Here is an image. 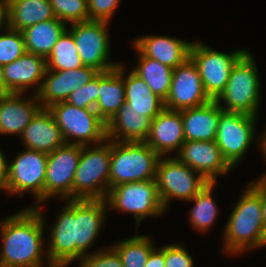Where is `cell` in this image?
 Returning a JSON list of instances; mask_svg holds the SVG:
<instances>
[{
	"mask_svg": "<svg viewBox=\"0 0 266 267\" xmlns=\"http://www.w3.org/2000/svg\"><path fill=\"white\" fill-rule=\"evenodd\" d=\"M210 101L199 70L191 58L173 70L170 91L164 101L165 108L180 111L199 107Z\"/></svg>",
	"mask_w": 266,
	"mask_h": 267,
	"instance_id": "obj_15",
	"label": "cell"
},
{
	"mask_svg": "<svg viewBox=\"0 0 266 267\" xmlns=\"http://www.w3.org/2000/svg\"><path fill=\"white\" fill-rule=\"evenodd\" d=\"M105 21H86L70 24L77 52L83 66L93 67L99 72L109 71L119 64L109 62L110 43Z\"/></svg>",
	"mask_w": 266,
	"mask_h": 267,
	"instance_id": "obj_13",
	"label": "cell"
},
{
	"mask_svg": "<svg viewBox=\"0 0 266 267\" xmlns=\"http://www.w3.org/2000/svg\"><path fill=\"white\" fill-rule=\"evenodd\" d=\"M98 74L88 83L73 91L66 102L78 108L94 109L98 100Z\"/></svg>",
	"mask_w": 266,
	"mask_h": 267,
	"instance_id": "obj_35",
	"label": "cell"
},
{
	"mask_svg": "<svg viewBox=\"0 0 266 267\" xmlns=\"http://www.w3.org/2000/svg\"><path fill=\"white\" fill-rule=\"evenodd\" d=\"M48 110L60 128L66 144L89 146L90 143L97 145L106 141V123L95 109L78 108L63 101L52 104ZM70 139L75 140L72 142Z\"/></svg>",
	"mask_w": 266,
	"mask_h": 267,
	"instance_id": "obj_7",
	"label": "cell"
},
{
	"mask_svg": "<svg viewBox=\"0 0 266 267\" xmlns=\"http://www.w3.org/2000/svg\"><path fill=\"white\" fill-rule=\"evenodd\" d=\"M222 111L216 100L199 107L180 110L185 141H215Z\"/></svg>",
	"mask_w": 266,
	"mask_h": 267,
	"instance_id": "obj_23",
	"label": "cell"
},
{
	"mask_svg": "<svg viewBox=\"0 0 266 267\" xmlns=\"http://www.w3.org/2000/svg\"><path fill=\"white\" fill-rule=\"evenodd\" d=\"M125 67L123 65V79L125 85V102L131 105L134 111L140 115L153 120L164 108V100L154 94L148 84L135 74L129 72L124 76Z\"/></svg>",
	"mask_w": 266,
	"mask_h": 267,
	"instance_id": "obj_26",
	"label": "cell"
},
{
	"mask_svg": "<svg viewBox=\"0 0 266 267\" xmlns=\"http://www.w3.org/2000/svg\"><path fill=\"white\" fill-rule=\"evenodd\" d=\"M262 136H261V140H260V145H261V148H262L261 150H263L262 153L266 157V130H265V132L263 133Z\"/></svg>",
	"mask_w": 266,
	"mask_h": 267,
	"instance_id": "obj_44",
	"label": "cell"
},
{
	"mask_svg": "<svg viewBox=\"0 0 266 267\" xmlns=\"http://www.w3.org/2000/svg\"><path fill=\"white\" fill-rule=\"evenodd\" d=\"M224 228V251L239 254L266 245L261 194L249 183Z\"/></svg>",
	"mask_w": 266,
	"mask_h": 267,
	"instance_id": "obj_3",
	"label": "cell"
},
{
	"mask_svg": "<svg viewBox=\"0 0 266 267\" xmlns=\"http://www.w3.org/2000/svg\"><path fill=\"white\" fill-rule=\"evenodd\" d=\"M22 95L23 93L0 95L1 134H18L20 136L35 114L42 108L35 94L32 99L28 100L23 99Z\"/></svg>",
	"mask_w": 266,
	"mask_h": 267,
	"instance_id": "obj_21",
	"label": "cell"
},
{
	"mask_svg": "<svg viewBox=\"0 0 266 267\" xmlns=\"http://www.w3.org/2000/svg\"><path fill=\"white\" fill-rule=\"evenodd\" d=\"M246 52L240 49L227 54L215 51L203 42H193L190 58L196 64L205 93L211 100H216L224 91L233 66Z\"/></svg>",
	"mask_w": 266,
	"mask_h": 267,
	"instance_id": "obj_10",
	"label": "cell"
},
{
	"mask_svg": "<svg viewBox=\"0 0 266 267\" xmlns=\"http://www.w3.org/2000/svg\"><path fill=\"white\" fill-rule=\"evenodd\" d=\"M47 69L59 71L82 67L77 46L68 29L61 35L46 58Z\"/></svg>",
	"mask_w": 266,
	"mask_h": 267,
	"instance_id": "obj_30",
	"label": "cell"
},
{
	"mask_svg": "<svg viewBox=\"0 0 266 267\" xmlns=\"http://www.w3.org/2000/svg\"><path fill=\"white\" fill-rule=\"evenodd\" d=\"M165 267H194L192 256L183 245L164 246Z\"/></svg>",
	"mask_w": 266,
	"mask_h": 267,
	"instance_id": "obj_37",
	"label": "cell"
},
{
	"mask_svg": "<svg viewBox=\"0 0 266 267\" xmlns=\"http://www.w3.org/2000/svg\"><path fill=\"white\" fill-rule=\"evenodd\" d=\"M1 94H5V82L2 65H0V95Z\"/></svg>",
	"mask_w": 266,
	"mask_h": 267,
	"instance_id": "obj_43",
	"label": "cell"
},
{
	"mask_svg": "<svg viewBox=\"0 0 266 267\" xmlns=\"http://www.w3.org/2000/svg\"><path fill=\"white\" fill-rule=\"evenodd\" d=\"M197 176V177H196ZM155 181L159 197L166 209L171 199L191 200L209 182L176 157H160Z\"/></svg>",
	"mask_w": 266,
	"mask_h": 267,
	"instance_id": "obj_9",
	"label": "cell"
},
{
	"mask_svg": "<svg viewBox=\"0 0 266 267\" xmlns=\"http://www.w3.org/2000/svg\"><path fill=\"white\" fill-rule=\"evenodd\" d=\"M215 184L209 182L189 200L194 202V206L189 211V221L199 231L209 229L217 217L218 207L216 206V201L211 196Z\"/></svg>",
	"mask_w": 266,
	"mask_h": 267,
	"instance_id": "obj_31",
	"label": "cell"
},
{
	"mask_svg": "<svg viewBox=\"0 0 266 267\" xmlns=\"http://www.w3.org/2000/svg\"><path fill=\"white\" fill-rule=\"evenodd\" d=\"M81 157V145L65 144L47 154L45 200L58 196L73 199V180Z\"/></svg>",
	"mask_w": 266,
	"mask_h": 267,
	"instance_id": "obj_14",
	"label": "cell"
},
{
	"mask_svg": "<svg viewBox=\"0 0 266 267\" xmlns=\"http://www.w3.org/2000/svg\"><path fill=\"white\" fill-rule=\"evenodd\" d=\"M259 81L255 61L247 51L233 66L227 86L216 101L224 111L256 116L260 106Z\"/></svg>",
	"mask_w": 266,
	"mask_h": 267,
	"instance_id": "obj_6",
	"label": "cell"
},
{
	"mask_svg": "<svg viewBox=\"0 0 266 267\" xmlns=\"http://www.w3.org/2000/svg\"><path fill=\"white\" fill-rule=\"evenodd\" d=\"M95 147L81 146L73 180V199H106L109 192L111 140Z\"/></svg>",
	"mask_w": 266,
	"mask_h": 267,
	"instance_id": "obj_5",
	"label": "cell"
},
{
	"mask_svg": "<svg viewBox=\"0 0 266 267\" xmlns=\"http://www.w3.org/2000/svg\"><path fill=\"white\" fill-rule=\"evenodd\" d=\"M145 142L160 156L179 152L185 142L181 112L164 108L151 122Z\"/></svg>",
	"mask_w": 266,
	"mask_h": 267,
	"instance_id": "obj_18",
	"label": "cell"
},
{
	"mask_svg": "<svg viewBox=\"0 0 266 267\" xmlns=\"http://www.w3.org/2000/svg\"><path fill=\"white\" fill-rule=\"evenodd\" d=\"M8 181V162L0 149V190L6 191Z\"/></svg>",
	"mask_w": 266,
	"mask_h": 267,
	"instance_id": "obj_41",
	"label": "cell"
},
{
	"mask_svg": "<svg viewBox=\"0 0 266 267\" xmlns=\"http://www.w3.org/2000/svg\"><path fill=\"white\" fill-rule=\"evenodd\" d=\"M105 200L110 209L134 214L136 228L145 217L165 211L155 179L117 185L109 189Z\"/></svg>",
	"mask_w": 266,
	"mask_h": 267,
	"instance_id": "obj_8",
	"label": "cell"
},
{
	"mask_svg": "<svg viewBox=\"0 0 266 267\" xmlns=\"http://www.w3.org/2000/svg\"><path fill=\"white\" fill-rule=\"evenodd\" d=\"M176 158L211 183L217 182L218 174H226L233 168L216 141H185Z\"/></svg>",
	"mask_w": 266,
	"mask_h": 267,
	"instance_id": "obj_16",
	"label": "cell"
},
{
	"mask_svg": "<svg viewBox=\"0 0 266 267\" xmlns=\"http://www.w3.org/2000/svg\"><path fill=\"white\" fill-rule=\"evenodd\" d=\"M99 73L93 67L82 66L67 70H46L39 92L36 94L42 108L63 102L70 94L88 83Z\"/></svg>",
	"mask_w": 266,
	"mask_h": 267,
	"instance_id": "obj_17",
	"label": "cell"
},
{
	"mask_svg": "<svg viewBox=\"0 0 266 267\" xmlns=\"http://www.w3.org/2000/svg\"><path fill=\"white\" fill-rule=\"evenodd\" d=\"M164 265V246L159 250H155L154 248L148 257L145 267H165Z\"/></svg>",
	"mask_w": 266,
	"mask_h": 267,
	"instance_id": "obj_40",
	"label": "cell"
},
{
	"mask_svg": "<svg viewBox=\"0 0 266 267\" xmlns=\"http://www.w3.org/2000/svg\"><path fill=\"white\" fill-rule=\"evenodd\" d=\"M67 30L58 18L39 22L21 31L27 53L47 58L53 46Z\"/></svg>",
	"mask_w": 266,
	"mask_h": 267,
	"instance_id": "obj_27",
	"label": "cell"
},
{
	"mask_svg": "<svg viewBox=\"0 0 266 267\" xmlns=\"http://www.w3.org/2000/svg\"><path fill=\"white\" fill-rule=\"evenodd\" d=\"M0 35V65L9 64L26 53L22 32L7 28Z\"/></svg>",
	"mask_w": 266,
	"mask_h": 267,
	"instance_id": "obj_34",
	"label": "cell"
},
{
	"mask_svg": "<svg viewBox=\"0 0 266 267\" xmlns=\"http://www.w3.org/2000/svg\"><path fill=\"white\" fill-rule=\"evenodd\" d=\"M39 207H30L0 221V267H43L44 218ZM44 251V252H43Z\"/></svg>",
	"mask_w": 266,
	"mask_h": 267,
	"instance_id": "obj_2",
	"label": "cell"
},
{
	"mask_svg": "<svg viewBox=\"0 0 266 267\" xmlns=\"http://www.w3.org/2000/svg\"><path fill=\"white\" fill-rule=\"evenodd\" d=\"M260 180L251 182L250 184L261 194L262 202V217L264 222V227L266 229V175L258 178Z\"/></svg>",
	"mask_w": 266,
	"mask_h": 267,
	"instance_id": "obj_39",
	"label": "cell"
},
{
	"mask_svg": "<svg viewBox=\"0 0 266 267\" xmlns=\"http://www.w3.org/2000/svg\"><path fill=\"white\" fill-rule=\"evenodd\" d=\"M192 44L169 36L150 35L135 39L133 46L144 56L175 69L190 58Z\"/></svg>",
	"mask_w": 266,
	"mask_h": 267,
	"instance_id": "obj_22",
	"label": "cell"
},
{
	"mask_svg": "<svg viewBox=\"0 0 266 267\" xmlns=\"http://www.w3.org/2000/svg\"><path fill=\"white\" fill-rule=\"evenodd\" d=\"M133 48L139 52V61L132 71L148 84L154 94L165 101L170 91L174 69L144 56L135 46Z\"/></svg>",
	"mask_w": 266,
	"mask_h": 267,
	"instance_id": "obj_29",
	"label": "cell"
},
{
	"mask_svg": "<svg viewBox=\"0 0 266 267\" xmlns=\"http://www.w3.org/2000/svg\"><path fill=\"white\" fill-rule=\"evenodd\" d=\"M120 0H88L89 21L109 22Z\"/></svg>",
	"mask_w": 266,
	"mask_h": 267,
	"instance_id": "obj_38",
	"label": "cell"
},
{
	"mask_svg": "<svg viewBox=\"0 0 266 267\" xmlns=\"http://www.w3.org/2000/svg\"><path fill=\"white\" fill-rule=\"evenodd\" d=\"M256 117L224 110L220 113L215 141L232 167L244 158L254 140Z\"/></svg>",
	"mask_w": 266,
	"mask_h": 267,
	"instance_id": "obj_12",
	"label": "cell"
},
{
	"mask_svg": "<svg viewBox=\"0 0 266 267\" xmlns=\"http://www.w3.org/2000/svg\"><path fill=\"white\" fill-rule=\"evenodd\" d=\"M123 267H145L151 251L154 249L149 236H134L113 244Z\"/></svg>",
	"mask_w": 266,
	"mask_h": 267,
	"instance_id": "obj_32",
	"label": "cell"
},
{
	"mask_svg": "<svg viewBox=\"0 0 266 267\" xmlns=\"http://www.w3.org/2000/svg\"><path fill=\"white\" fill-rule=\"evenodd\" d=\"M20 136L25 148L47 154L66 144L63 134L48 108H41Z\"/></svg>",
	"mask_w": 266,
	"mask_h": 267,
	"instance_id": "obj_20",
	"label": "cell"
},
{
	"mask_svg": "<svg viewBox=\"0 0 266 267\" xmlns=\"http://www.w3.org/2000/svg\"><path fill=\"white\" fill-rule=\"evenodd\" d=\"M9 28V2L0 0V31Z\"/></svg>",
	"mask_w": 266,
	"mask_h": 267,
	"instance_id": "obj_42",
	"label": "cell"
},
{
	"mask_svg": "<svg viewBox=\"0 0 266 267\" xmlns=\"http://www.w3.org/2000/svg\"><path fill=\"white\" fill-rule=\"evenodd\" d=\"M98 93L94 109L107 124L125 103L123 63L112 70L98 73Z\"/></svg>",
	"mask_w": 266,
	"mask_h": 267,
	"instance_id": "obj_24",
	"label": "cell"
},
{
	"mask_svg": "<svg viewBox=\"0 0 266 267\" xmlns=\"http://www.w3.org/2000/svg\"><path fill=\"white\" fill-rule=\"evenodd\" d=\"M46 70V58L26 52L17 60L3 66L5 94L24 93L31 86L40 83L34 91L36 95Z\"/></svg>",
	"mask_w": 266,
	"mask_h": 267,
	"instance_id": "obj_19",
	"label": "cell"
},
{
	"mask_svg": "<svg viewBox=\"0 0 266 267\" xmlns=\"http://www.w3.org/2000/svg\"><path fill=\"white\" fill-rule=\"evenodd\" d=\"M159 159L145 141L111 140L109 189L123 183L155 179Z\"/></svg>",
	"mask_w": 266,
	"mask_h": 267,
	"instance_id": "obj_4",
	"label": "cell"
},
{
	"mask_svg": "<svg viewBox=\"0 0 266 267\" xmlns=\"http://www.w3.org/2000/svg\"><path fill=\"white\" fill-rule=\"evenodd\" d=\"M51 230L46 258L49 267H66L88 255L103 226L107 208L104 199H71Z\"/></svg>",
	"mask_w": 266,
	"mask_h": 267,
	"instance_id": "obj_1",
	"label": "cell"
},
{
	"mask_svg": "<svg viewBox=\"0 0 266 267\" xmlns=\"http://www.w3.org/2000/svg\"><path fill=\"white\" fill-rule=\"evenodd\" d=\"M46 164L47 153L25 148L8 165L6 191L20 196L29 191L36 202L45 201Z\"/></svg>",
	"mask_w": 266,
	"mask_h": 267,
	"instance_id": "obj_11",
	"label": "cell"
},
{
	"mask_svg": "<svg viewBox=\"0 0 266 267\" xmlns=\"http://www.w3.org/2000/svg\"><path fill=\"white\" fill-rule=\"evenodd\" d=\"M9 28L23 31L39 22L55 19L49 0H8Z\"/></svg>",
	"mask_w": 266,
	"mask_h": 267,
	"instance_id": "obj_28",
	"label": "cell"
},
{
	"mask_svg": "<svg viewBox=\"0 0 266 267\" xmlns=\"http://www.w3.org/2000/svg\"><path fill=\"white\" fill-rule=\"evenodd\" d=\"M79 267H123L118 252L111 246L88 254L80 259Z\"/></svg>",
	"mask_w": 266,
	"mask_h": 267,
	"instance_id": "obj_36",
	"label": "cell"
},
{
	"mask_svg": "<svg viewBox=\"0 0 266 267\" xmlns=\"http://www.w3.org/2000/svg\"><path fill=\"white\" fill-rule=\"evenodd\" d=\"M151 122L149 117L140 115L125 102L106 124L107 139L120 142L145 141Z\"/></svg>",
	"mask_w": 266,
	"mask_h": 267,
	"instance_id": "obj_25",
	"label": "cell"
},
{
	"mask_svg": "<svg viewBox=\"0 0 266 267\" xmlns=\"http://www.w3.org/2000/svg\"><path fill=\"white\" fill-rule=\"evenodd\" d=\"M54 15L64 23L89 21L88 0H49Z\"/></svg>",
	"mask_w": 266,
	"mask_h": 267,
	"instance_id": "obj_33",
	"label": "cell"
}]
</instances>
